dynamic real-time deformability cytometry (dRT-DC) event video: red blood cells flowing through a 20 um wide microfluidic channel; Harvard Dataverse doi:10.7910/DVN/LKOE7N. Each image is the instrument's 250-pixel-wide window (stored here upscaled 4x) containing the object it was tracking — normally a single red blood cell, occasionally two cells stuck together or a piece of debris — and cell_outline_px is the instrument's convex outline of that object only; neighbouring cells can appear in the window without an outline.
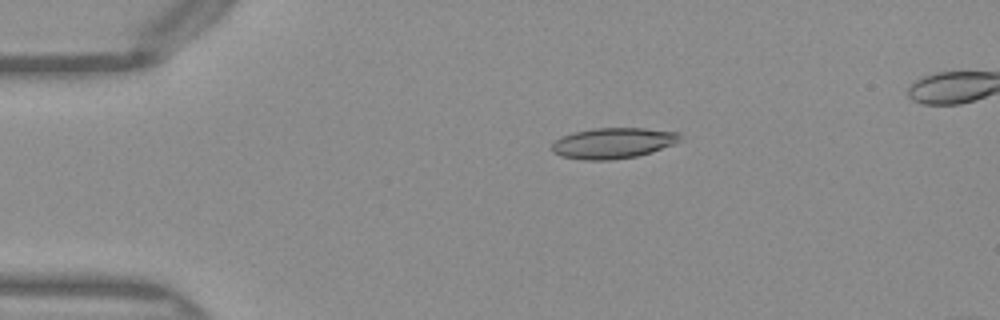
{"species": "Egyptian fruit bat (a non-hibernating species)", "species_latin": "Rousettus aegyptiacus", "temperature_condition": "warm", "stored_images_in_passage": 41, "camera_frame_rate_fps": 3000, "um_per_image_px": 0.085, "frame": {"image": 1, "passage_image": 1, "time_ms": 0.0, "image_size_px": [1000, 320], "cell_outline_px": [[680, 136], [672, 144], [636, 156], [608, 160], [580, 160], [560, 156], [552, 152], [552, 144], [560, 136], [572, 132], [596, 128], [644, 128], [680, 132]], "centroid_in_image_um": [52.01, 12.16], "position_along_channel_um": 33.0, "area_um2": 22.72}}
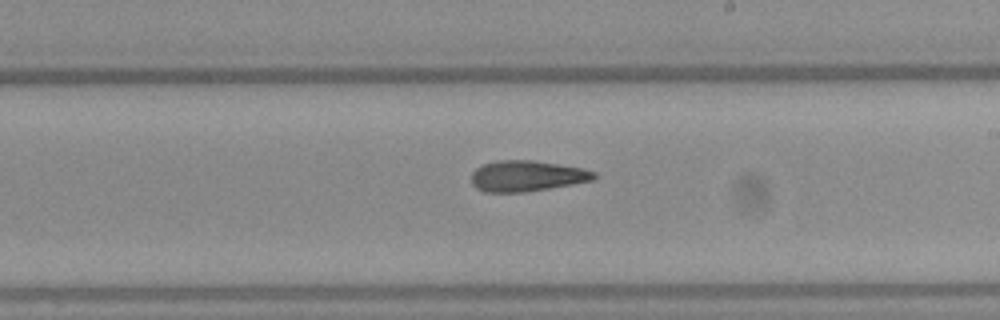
{"frame": {"image": 2, "passage_image": 20, "time_ms": 6.333, "image_size_px": [1000, 320], "cell_outline_px": [[596, 176], [592, 180], [572, 184], [524, 192], [484, 192], [476, 188], [472, 184], [472, 172], [476, 168], [484, 164], [496, 160], [532, 160], [584, 168], [596, 172]], "centroid_in_image_um": [44.76, 14.95], "position_along_channel_um": 244.2, "area_um2": 21.96}}
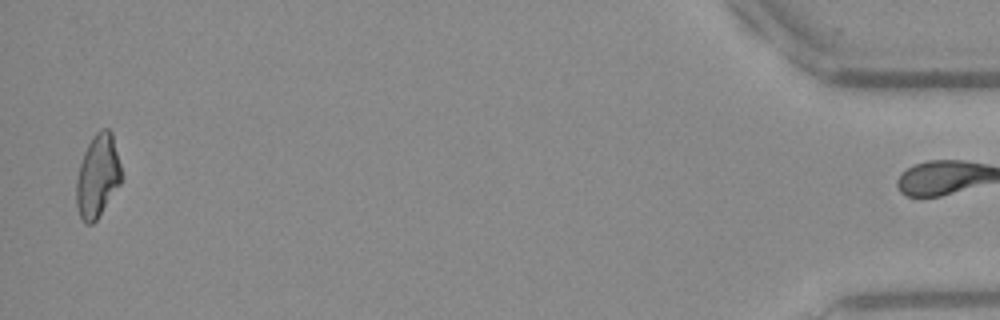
{"frame": {"image": 3, "passage_image": 40, "time_ms": 13.0, "image_size_px": [1000, 320], "cell_outline_px": [[120, 184], [96, 220], [92, 224], [84, 224], [80, 216], [76, 204], [76, 180], [80, 164], [84, 152], [92, 136], [100, 128], [108, 128], [112, 132], [120, 164]], "centroid_in_image_um": [8.28, 14.94], "position_along_channel_um": 426.9, "area_um2": 21.62}, "authors_computed_cell_mechanics": {"area_um2": 22.0218, "velocity_mm_per_s": 4.0807, "shape_relaxation_time_tau1_ms": null, "shape_relaxation_time_tau2_ms": 4.5325, "deformation_change_tau1": null, "deformation_change_tau2": 0.1467}}